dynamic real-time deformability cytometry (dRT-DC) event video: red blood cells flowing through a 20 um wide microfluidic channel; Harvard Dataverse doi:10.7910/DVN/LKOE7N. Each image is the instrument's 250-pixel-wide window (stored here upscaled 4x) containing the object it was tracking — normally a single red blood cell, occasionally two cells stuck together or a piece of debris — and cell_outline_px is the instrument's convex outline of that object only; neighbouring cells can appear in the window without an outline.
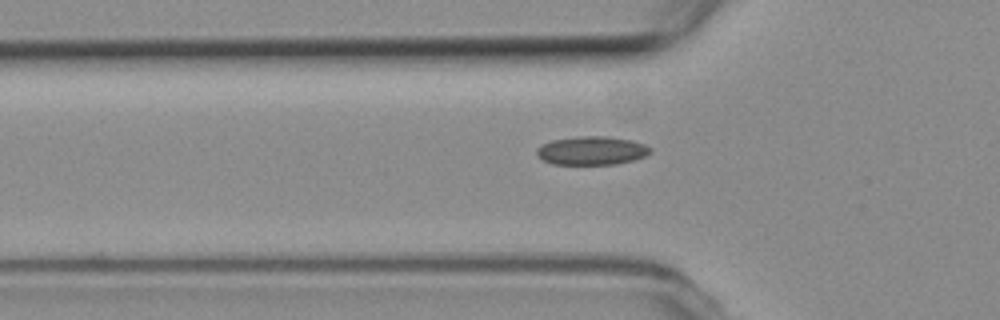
{"species": "common noctule bat (a hibernating species)", "species_latin": "Nyctalus noctula", "temperature_condition": "room temperature", "stored_images_in_passage": 40, "camera_frame_rate_fps": 3000, "um_per_image_px": 0.085, "animal": {"sex": "female", "body_mass_g": 19.3, "forearm_length_mm": 54.1}, "frame": {"image": 1, "passage_image": 8, "time_ms": 2.333, "image_size_px": [1000, 320], "cell_outline_px": [[652, 152], [644, 156], [632, 160], [616, 164], [552, 164], [536, 156], [536, 148], [552, 140], [580, 136], [608, 136], [632, 140], [644, 144], [652, 148]], "centroid_in_image_um": [50.3, 12.8], "position_along_channel_um": 75.5, "area_um2": 18.9}}
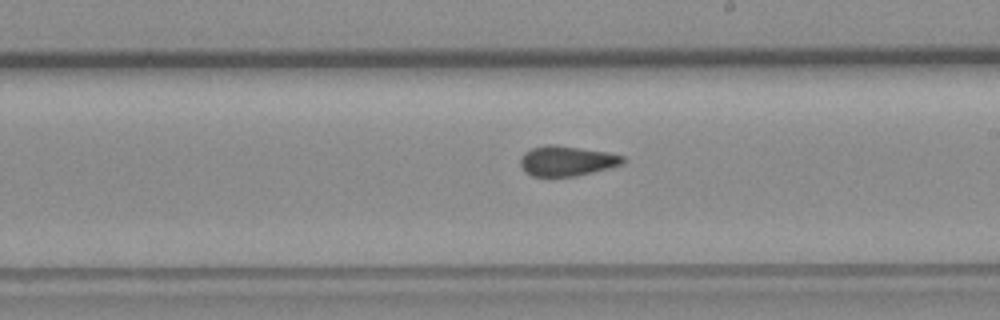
{"frame": {"image": 2, "passage_image": 21, "time_ms": 6.667, "image_size_px": [1000, 320], "cell_outline_px": [[628, 160], [624, 164], [592, 172], [572, 176], [532, 176], [524, 172], [520, 164], [520, 156], [524, 152], [532, 148], [548, 144], [556, 144], [608, 152], [624, 156]], "centroid_in_image_um": [48.18, 13.66], "position_along_channel_um": 240.8, "area_um2": 18.15}}
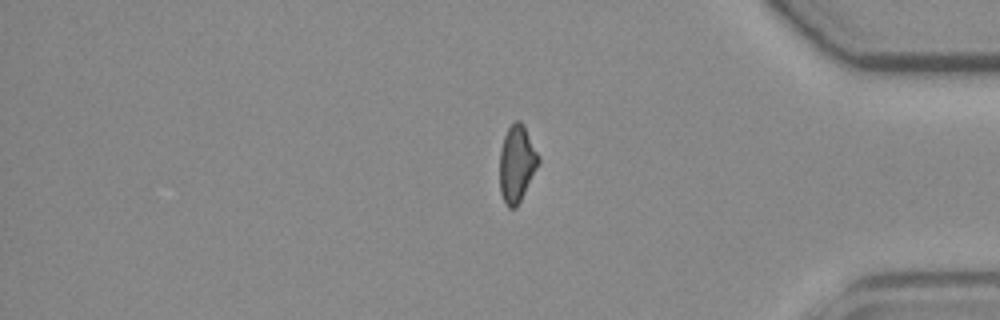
{"frame": {"image": 3, "passage_image": 35, "time_ms": 11.333, "image_size_px": [1000, 320], "cell_outline_px": [[540, 164], [516, 208], [508, 208], [500, 192], [500, 152], [504, 136], [508, 128], [516, 120], [520, 120], [524, 124], [540, 156]], "centroid_in_image_um": [43.95, 13.9], "position_along_channel_um": 391.2, "area_um2": 17.51}, "authors_computed_cell_mechanics": {"area_um2": 18.0047, "velocity_mm_per_s": 3.7945, "shape_relaxation_time_tau1_ms": null, "shape_relaxation_time_tau2_ms": 1.8049, "deformation_change_tau1": null, "deformation_change_tau2": 0.0857}}